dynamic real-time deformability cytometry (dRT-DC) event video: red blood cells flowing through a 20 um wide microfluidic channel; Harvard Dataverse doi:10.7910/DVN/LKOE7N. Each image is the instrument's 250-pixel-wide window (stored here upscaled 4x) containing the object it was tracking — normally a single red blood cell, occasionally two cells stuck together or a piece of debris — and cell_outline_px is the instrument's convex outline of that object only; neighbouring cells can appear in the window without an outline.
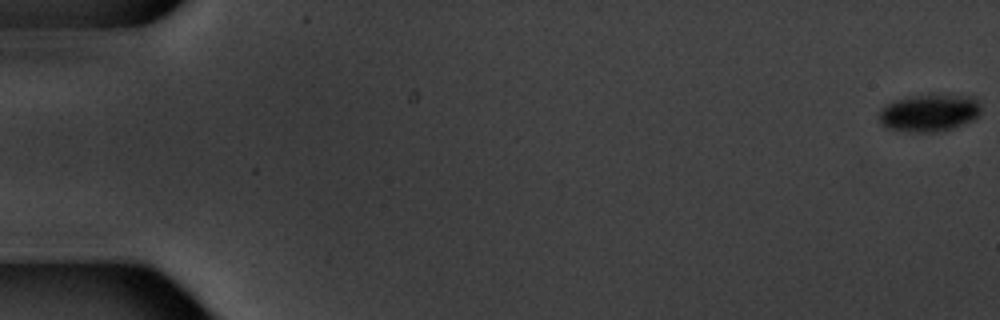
{"species": "common noctule bat (a hibernating species)", "species_latin": "Nyctalus noctula", "temperature_condition": "warm", "stored_images_in_passage": 11, "camera_frame_rate_fps": 3000, "um_per_image_px": 0.085, "animal": {"sex": "male", "body_mass_g": 20.1, "forearm_length_mm": 53.5}, "frame": {"image": 1, "passage_image": 1, "time_ms": 0.0, "image_size_px": [1000, 320], "cell_outline_px": [[980, 112], [972, 120], [952, 128], [940, 132], [908, 132], [884, 128], [880, 120], [880, 108], [896, 100], [916, 96], [972, 96], [980, 104]], "centroid_in_image_um": [78.96, 9.63], "position_along_channel_um": 6.0, "area_um2": 21.73}}
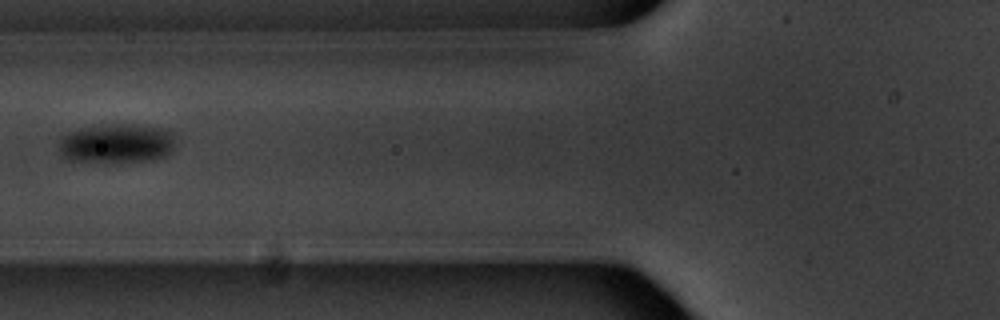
{"frame": {"image": 2, "passage_image": 7, "time_ms": 8.0, "image_size_px": [1000, 320], "cell_outline_px": [[172, 148], [164, 156], [152, 160], [72, 160], [64, 156], [60, 152], [60, 132], [92, 124], [132, 124], [168, 128], [172, 132]], "centroid_in_image_um": [9.84, 12.11], "position_along_channel_um": 116.0, "area_um2": 26.59}}
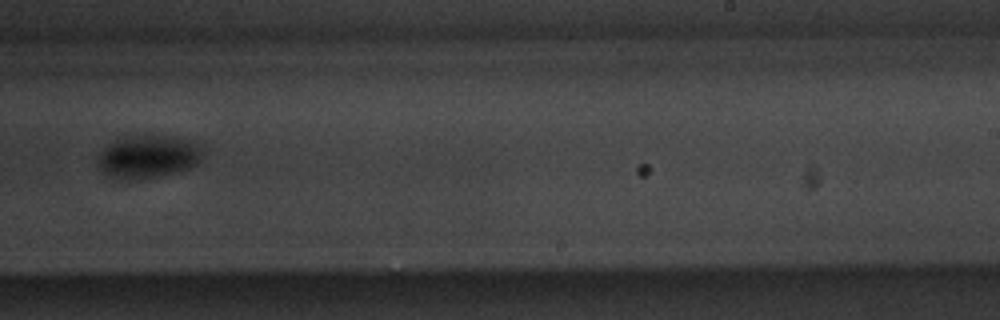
{"frame": {"image": 3, "passage_image": 11, "time_ms": 12.667, "image_size_px": [1000, 320], "cell_outline_px": [[200, 160], [196, 164], [188, 168], [156, 176], [128, 180], [120, 180], [108, 176], [100, 168], [100, 152], [112, 140], [124, 136], [180, 136], [192, 140], [200, 148]], "centroid_in_image_um": [12.56, 13.29], "position_along_channel_um": 276.4, "area_um2": 25.89}}